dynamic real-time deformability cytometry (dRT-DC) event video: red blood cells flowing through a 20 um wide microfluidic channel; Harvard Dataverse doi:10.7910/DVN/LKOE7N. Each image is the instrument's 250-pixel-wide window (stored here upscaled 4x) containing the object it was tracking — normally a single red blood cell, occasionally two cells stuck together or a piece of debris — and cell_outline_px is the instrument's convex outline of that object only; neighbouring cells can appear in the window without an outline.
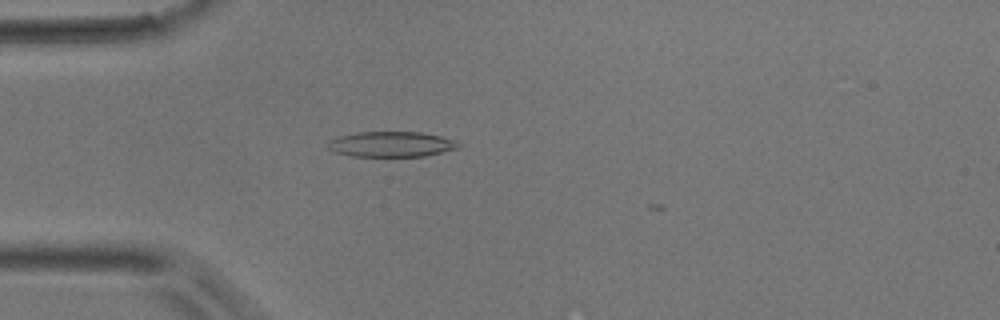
{"species": "common noctule bat (a hibernating species)", "species_latin": "Nyctalus noctula", "temperature_condition": "room temperature", "stored_images_in_passage": 3, "camera_frame_rate_fps": 3000, "um_per_image_px": 0.085, "animal": {"sex": "male", "body_mass_g": 17.9}, "frame": {"image": 1, "passage_image": 1, "time_ms": 0.0, "image_size_px": [1000, 320], "cell_outline_px": [[464, 144], [460, 148], [424, 156], [352, 156], [336, 152], [328, 148], [328, 140], [336, 136], [356, 132], [420, 132], [440, 136], [456, 140]], "centroid_in_image_um": [33.29, 12.25], "position_along_channel_um": 51.7, "area_um2": 19.48}}